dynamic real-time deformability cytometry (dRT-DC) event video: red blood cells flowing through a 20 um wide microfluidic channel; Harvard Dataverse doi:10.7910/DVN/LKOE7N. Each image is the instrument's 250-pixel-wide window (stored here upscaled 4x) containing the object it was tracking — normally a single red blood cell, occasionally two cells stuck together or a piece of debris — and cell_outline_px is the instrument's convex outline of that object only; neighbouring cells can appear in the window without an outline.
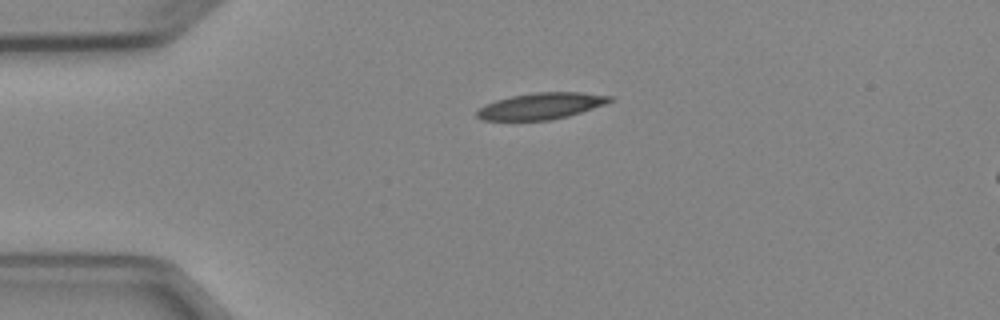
{"species": "Egyptian fruit bat (a non-hibernating species)", "species_latin": "Rousettus aegyptiacus", "temperature_condition": "cold", "stored_images_in_passage": 2, "camera_frame_rate_fps": 3000, "um_per_image_px": 0.085, "animal": {"sex": "female"}, "frame": {"image": 1, "passage_image": 1, "time_ms": 0.0, "image_size_px": [1000, 320], "cell_outline_px": [[616, 100], [568, 116], [552, 120], [480, 120], [476, 116], [476, 112], [484, 104], [496, 100], [512, 96], [532, 92], [580, 92], [612, 96]], "centroid_in_image_um": [45.98, 9.01], "position_along_channel_um": 39.0, "area_um2": 20.46}}